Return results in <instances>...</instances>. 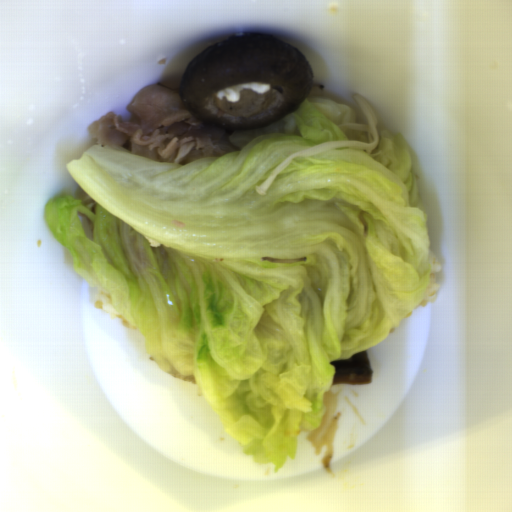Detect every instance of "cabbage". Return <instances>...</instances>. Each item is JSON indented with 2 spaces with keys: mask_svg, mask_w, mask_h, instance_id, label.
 I'll return each instance as SVG.
<instances>
[{
  "mask_svg": "<svg viewBox=\"0 0 512 512\" xmlns=\"http://www.w3.org/2000/svg\"><path fill=\"white\" fill-rule=\"evenodd\" d=\"M349 105L306 97L269 124L222 127L239 150L181 164L94 144L66 169L91 197L43 215L75 274L142 334L150 360L196 387L221 428L275 473L324 417L335 366L433 301L431 249L406 140Z\"/></svg>",
  "mask_w": 512,
  "mask_h": 512,
  "instance_id": "cabbage-1",
  "label": "cabbage"
}]
</instances>
